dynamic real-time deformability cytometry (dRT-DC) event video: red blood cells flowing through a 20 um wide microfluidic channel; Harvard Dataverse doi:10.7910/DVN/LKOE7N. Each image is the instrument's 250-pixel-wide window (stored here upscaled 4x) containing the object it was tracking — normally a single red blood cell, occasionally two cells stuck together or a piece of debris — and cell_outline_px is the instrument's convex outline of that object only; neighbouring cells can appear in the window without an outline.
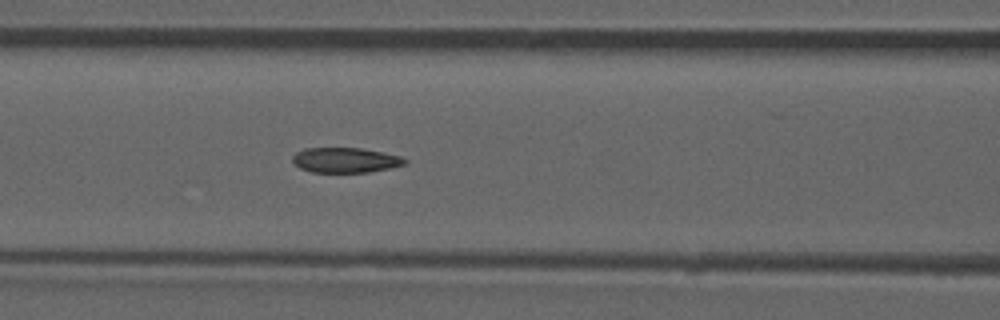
{"species": "common noctule bat (a hibernating species)", "species_latin": "Nyctalus noctula", "temperature_condition": "room temperature", "stored_images_in_passage": 50, "camera_frame_rate_fps": 3000, "um_per_image_px": 0.085, "animal": {"sex": "male", "forearm_length_mm": 52.5}, "frame": {"image": 1, "passage_image": 22, "time_ms": 7.0, "image_size_px": [1000, 320], "cell_outline_px": [[408, 160], [404, 164], [392, 168], [368, 172], [312, 172], [300, 168], [292, 160], [292, 156], [296, 152], [304, 148], [364, 148], [384, 152], [400, 156]], "centroid_in_image_um": [29.37, 13.6], "position_along_channel_um": 137.2, "area_um2": 16.47}, "authors_computed_cell_mechanics": {"area_um2": 17.2244, "velocity_mm_per_s": 3.8979, "shape_relaxation_time_tau1_ms": null, "shape_relaxation_time_tau2_ms": 2.4583, "deformation_change_tau1": null, "deformation_change_tau2": 0.0844}}